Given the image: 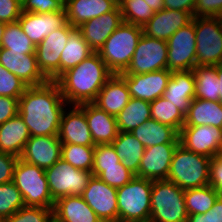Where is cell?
Listing matches in <instances>:
<instances>
[{"instance_id": "74e56055", "label": "cell", "mask_w": 222, "mask_h": 222, "mask_svg": "<svg viewBox=\"0 0 222 222\" xmlns=\"http://www.w3.org/2000/svg\"><path fill=\"white\" fill-rule=\"evenodd\" d=\"M94 147L62 144L61 158L77 169L91 172L94 160Z\"/></svg>"}, {"instance_id": "30bf717a", "label": "cell", "mask_w": 222, "mask_h": 222, "mask_svg": "<svg viewBox=\"0 0 222 222\" xmlns=\"http://www.w3.org/2000/svg\"><path fill=\"white\" fill-rule=\"evenodd\" d=\"M167 55V41L142 34L130 65L121 74H143L167 69Z\"/></svg>"}, {"instance_id": "cb8c5ba5", "label": "cell", "mask_w": 222, "mask_h": 222, "mask_svg": "<svg viewBox=\"0 0 222 222\" xmlns=\"http://www.w3.org/2000/svg\"><path fill=\"white\" fill-rule=\"evenodd\" d=\"M130 99L125 80L119 74H113L98 92L93 103L106 113L117 117Z\"/></svg>"}, {"instance_id": "7dc6e473", "label": "cell", "mask_w": 222, "mask_h": 222, "mask_svg": "<svg viewBox=\"0 0 222 222\" xmlns=\"http://www.w3.org/2000/svg\"><path fill=\"white\" fill-rule=\"evenodd\" d=\"M194 17L222 18V0H197Z\"/></svg>"}, {"instance_id": "f35d334b", "label": "cell", "mask_w": 222, "mask_h": 222, "mask_svg": "<svg viewBox=\"0 0 222 222\" xmlns=\"http://www.w3.org/2000/svg\"><path fill=\"white\" fill-rule=\"evenodd\" d=\"M123 22L143 27L155 14L144 0H118Z\"/></svg>"}, {"instance_id": "ac0fdd59", "label": "cell", "mask_w": 222, "mask_h": 222, "mask_svg": "<svg viewBox=\"0 0 222 222\" xmlns=\"http://www.w3.org/2000/svg\"><path fill=\"white\" fill-rule=\"evenodd\" d=\"M62 143L58 135L31 136L21 156V160L47 169L61 158Z\"/></svg>"}, {"instance_id": "db71d44e", "label": "cell", "mask_w": 222, "mask_h": 222, "mask_svg": "<svg viewBox=\"0 0 222 222\" xmlns=\"http://www.w3.org/2000/svg\"><path fill=\"white\" fill-rule=\"evenodd\" d=\"M210 211H213L215 222H222V195H219Z\"/></svg>"}, {"instance_id": "8992f818", "label": "cell", "mask_w": 222, "mask_h": 222, "mask_svg": "<svg viewBox=\"0 0 222 222\" xmlns=\"http://www.w3.org/2000/svg\"><path fill=\"white\" fill-rule=\"evenodd\" d=\"M152 180L135 176L117 188L118 222H149Z\"/></svg>"}, {"instance_id": "484cf974", "label": "cell", "mask_w": 222, "mask_h": 222, "mask_svg": "<svg viewBox=\"0 0 222 222\" xmlns=\"http://www.w3.org/2000/svg\"><path fill=\"white\" fill-rule=\"evenodd\" d=\"M195 75L192 70L174 71L162 97L173 103L185 115L195 98Z\"/></svg>"}, {"instance_id": "ee69618b", "label": "cell", "mask_w": 222, "mask_h": 222, "mask_svg": "<svg viewBox=\"0 0 222 222\" xmlns=\"http://www.w3.org/2000/svg\"><path fill=\"white\" fill-rule=\"evenodd\" d=\"M97 177L109 186L119 188L129 183L135 175L120 161V166L103 167V171Z\"/></svg>"}, {"instance_id": "8fae6325", "label": "cell", "mask_w": 222, "mask_h": 222, "mask_svg": "<svg viewBox=\"0 0 222 222\" xmlns=\"http://www.w3.org/2000/svg\"><path fill=\"white\" fill-rule=\"evenodd\" d=\"M69 23L51 32L36 46L35 55L40 71L48 80L56 81L60 77V57L74 29Z\"/></svg>"}, {"instance_id": "4316f807", "label": "cell", "mask_w": 222, "mask_h": 222, "mask_svg": "<svg viewBox=\"0 0 222 222\" xmlns=\"http://www.w3.org/2000/svg\"><path fill=\"white\" fill-rule=\"evenodd\" d=\"M56 222H102L81 196H65L54 202Z\"/></svg>"}, {"instance_id": "7c38bea8", "label": "cell", "mask_w": 222, "mask_h": 222, "mask_svg": "<svg viewBox=\"0 0 222 222\" xmlns=\"http://www.w3.org/2000/svg\"><path fill=\"white\" fill-rule=\"evenodd\" d=\"M196 33L193 22L178 29L168 40L167 70L187 71L196 66Z\"/></svg>"}, {"instance_id": "f6af8a7d", "label": "cell", "mask_w": 222, "mask_h": 222, "mask_svg": "<svg viewBox=\"0 0 222 222\" xmlns=\"http://www.w3.org/2000/svg\"><path fill=\"white\" fill-rule=\"evenodd\" d=\"M64 0H22V11L33 13H50L62 11Z\"/></svg>"}, {"instance_id": "5bb4252c", "label": "cell", "mask_w": 222, "mask_h": 222, "mask_svg": "<svg viewBox=\"0 0 222 222\" xmlns=\"http://www.w3.org/2000/svg\"><path fill=\"white\" fill-rule=\"evenodd\" d=\"M81 197L102 222H118L117 188L92 176Z\"/></svg>"}, {"instance_id": "11a10c76", "label": "cell", "mask_w": 222, "mask_h": 222, "mask_svg": "<svg viewBox=\"0 0 222 222\" xmlns=\"http://www.w3.org/2000/svg\"><path fill=\"white\" fill-rule=\"evenodd\" d=\"M154 12L164 9V0H144Z\"/></svg>"}, {"instance_id": "d6a6232c", "label": "cell", "mask_w": 222, "mask_h": 222, "mask_svg": "<svg viewBox=\"0 0 222 222\" xmlns=\"http://www.w3.org/2000/svg\"><path fill=\"white\" fill-rule=\"evenodd\" d=\"M116 119L119 132H131L151 119L150 102L131 97Z\"/></svg>"}, {"instance_id": "9a60e30c", "label": "cell", "mask_w": 222, "mask_h": 222, "mask_svg": "<svg viewBox=\"0 0 222 222\" xmlns=\"http://www.w3.org/2000/svg\"><path fill=\"white\" fill-rule=\"evenodd\" d=\"M126 82L131 97L152 102L166 90L172 72L167 69L143 74H119Z\"/></svg>"}, {"instance_id": "ffe728a7", "label": "cell", "mask_w": 222, "mask_h": 222, "mask_svg": "<svg viewBox=\"0 0 222 222\" xmlns=\"http://www.w3.org/2000/svg\"><path fill=\"white\" fill-rule=\"evenodd\" d=\"M179 144H161L145 148L138 169V177L167 180L172 157Z\"/></svg>"}, {"instance_id": "9f6ffc18", "label": "cell", "mask_w": 222, "mask_h": 222, "mask_svg": "<svg viewBox=\"0 0 222 222\" xmlns=\"http://www.w3.org/2000/svg\"><path fill=\"white\" fill-rule=\"evenodd\" d=\"M216 73L220 81H218L219 102L222 104V63L216 65Z\"/></svg>"}, {"instance_id": "836d02e7", "label": "cell", "mask_w": 222, "mask_h": 222, "mask_svg": "<svg viewBox=\"0 0 222 222\" xmlns=\"http://www.w3.org/2000/svg\"><path fill=\"white\" fill-rule=\"evenodd\" d=\"M195 75V98L219 101L216 66H195L192 69Z\"/></svg>"}, {"instance_id": "4fadbf2b", "label": "cell", "mask_w": 222, "mask_h": 222, "mask_svg": "<svg viewBox=\"0 0 222 222\" xmlns=\"http://www.w3.org/2000/svg\"><path fill=\"white\" fill-rule=\"evenodd\" d=\"M180 145L194 153L213 158L222 154V129L210 125L183 126Z\"/></svg>"}, {"instance_id": "d590c367", "label": "cell", "mask_w": 222, "mask_h": 222, "mask_svg": "<svg viewBox=\"0 0 222 222\" xmlns=\"http://www.w3.org/2000/svg\"><path fill=\"white\" fill-rule=\"evenodd\" d=\"M151 119L169 125L180 132L185 123V114L162 96L150 102Z\"/></svg>"}, {"instance_id": "f5cc1de1", "label": "cell", "mask_w": 222, "mask_h": 222, "mask_svg": "<svg viewBox=\"0 0 222 222\" xmlns=\"http://www.w3.org/2000/svg\"><path fill=\"white\" fill-rule=\"evenodd\" d=\"M186 222H215L213 219V211H207L204 214L189 215Z\"/></svg>"}, {"instance_id": "6da1fadb", "label": "cell", "mask_w": 222, "mask_h": 222, "mask_svg": "<svg viewBox=\"0 0 222 222\" xmlns=\"http://www.w3.org/2000/svg\"><path fill=\"white\" fill-rule=\"evenodd\" d=\"M67 106L57 82L48 80L41 85L28 86L19 98L18 114L31 136L58 135L61 117Z\"/></svg>"}, {"instance_id": "44dd1931", "label": "cell", "mask_w": 222, "mask_h": 222, "mask_svg": "<svg viewBox=\"0 0 222 222\" xmlns=\"http://www.w3.org/2000/svg\"><path fill=\"white\" fill-rule=\"evenodd\" d=\"M123 23L119 5L111 12L92 18L77 27L88 45L98 52L110 35Z\"/></svg>"}, {"instance_id": "d4e9b609", "label": "cell", "mask_w": 222, "mask_h": 222, "mask_svg": "<svg viewBox=\"0 0 222 222\" xmlns=\"http://www.w3.org/2000/svg\"><path fill=\"white\" fill-rule=\"evenodd\" d=\"M118 5V0H64L67 21L76 28L92 18L113 11Z\"/></svg>"}, {"instance_id": "5b68a950", "label": "cell", "mask_w": 222, "mask_h": 222, "mask_svg": "<svg viewBox=\"0 0 222 222\" xmlns=\"http://www.w3.org/2000/svg\"><path fill=\"white\" fill-rule=\"evenodd\" d=\"M184 192L168 180H152L149 222H186L188 212Z\"/></svg>"}, {"instance_id": "6f0895ef", "label": "cell", "mask_w": 222, "mask_h": 222, "mask_svg": "<svg viewBox=\"0 0 222 222\" xmlns=\"http://www.w3.org/2000/svg\"><path fill=\"white\" fill-rule=\"evenodd\" d=\"M5 26H6V23L0 21V45H1L3 34H4Z\"/></svg>"}, {"instance_id": "277c9868", "label": "cell", "mask_w": 222, "mask_h": 222, "mask_svg": "<svg viewBox=\"0 0 222 222\" xmlns=\"http://www.w3.org/2000/svg\"><path fill=\"white\" fill-rule=\"evenodd\" d=\"M210 160V157L189 151L179 144L167 180L183 190L206 186L209 184Z\"/></svg>"}, {"instance_id": "9c48e42d", "label": "cell", "mask_w": 222, "mask_h": 222, "mask_svg": "<svg viewBox=\"0 0 222 222\" xmlns=\"http://www.w3.org/2000/svg\"><path fill=\"white\" fill-rule=\"evenodd\" d=\"M48 188L54 201L61 197L81 196L93 176L92 172L77 169L60 158L45 169Z\"/></svg>"}, {"instance_id": "7bdbcfd3", "label": "cell", "mask_w": 222, "mask_h": 222, "mask_svg": "<svg viewBox=\"0 0 222 222\" xmlns=\"http://www.w3.org/2000/svg\"><path fill=\"white\" fill-rule=\"evenodd\" d=\"M28 85L0 64V96L20 98Z\"/></svg>"}, {"instance_id": "e0dca14e", "label": "cell", "mask_w": 222, "mask_h": 222, "mask_svg": "<svg viewBox=\"0 0 222 222\" xmlns=\"http://www.w3.org/2000/svg\"><path fill=\"white\" fill-rule=\"evenodd\" d=\"M22 31L37 46L54 30L64 27L68 21L65 9L50 13H33L23 11L17 20Z\"/></svg>"}, {"instance_id": "603a6c76", "label": "cell", "mask_w": 222, "mask_h": 222, "mask_svg": "<svg viewBox=\"0 0 222 222\" xmlns=\"http://www.w3.org/2000/svg\"><path fill=\"white\" fill-rule=\"evenodd\" d=\"M78 106L85 112L95 145L111 144L119 133L116 117L106 113L93 102Z\"/></svg>"}, {"instance_id": "60d3db41", "label": "cell", "mask_w": 222, "mask_h": 222, "mask_svg": "<svg viewBox=\"0 0 222 222\" xmlns=\"http://www.w3.org/2000/svg\"><path fill=\"white\" fill-rule=\"evenodd\" d=\"M53 209L39 206H23L3 222H52Z\"/></svg>"}, {"instance_id": "d6986e66", "label": "cell", "mask_w": 222, "mask_h": 222, "mask_svg": "<svg viewBox=\"0 0 222 222\" xmlns=\"http://www.w3.org/2000/svg\"><path fill=\"white\" fill-rule=\"evenodd\" d=\"M58 136L62 144L95 146L85 112L78 105L64 110Z\"/></svg>"}, {"instance_id": "8d00e7d4", "label": "cell", "mask_w": 222, "mask_h": 222, "mask_svg": "<svg viewBox=\"0 0 222 222\" xmlns=\"http://www.w3.org/2000/svg\"><path fill=\"white\" fill-rule=\"evenodd\" d=\"M0 48L10 51L24 52L25 54L35 53L36 46L30 38L22 31L18 21L6 23Z\"/></svg>"}, {"instance_id": "f1b7e54d", "label": "cell", "mask_w": 222, "mask_h": 222, "mask_svg": "<svg viewBox=\"0 0 222 222\" xmlns=\"http://www.w3.org/2000/svg\"><path fill=\"white\" fill-rule=\"evenodd\" d=\"M145 148L161 144H180L179 132L166 124L149 119L130 132Z\"/></svg>"}, {"instance_id": "681fc988", "label": "cell", "mask_w": 222, "mask_h": 222, "mask_svg": "<svg viewBox=\"0 0 222 222\" xmlns=\"http://www.w3.org/2000/svg\"><path fill=\"white\" fill-rule=\"evenodd\" d=\"M19 111V98L0 96V125L13 118Z\"/></svg>"}, {"instance_id": "ba28073f", "label": "cell", "mask_w": 222, "mask_h": 222, "mask_svg": "<svg viewBox=\"0 0 222 222\" xmlns=\"http://www.w3.org/2000/svg\"><path fill=\"white\" fill-rule=\"evenodd\" d=\"M196 66H216L222 61V18L193 17Z\"/></svg>"}, {"instance_id": "f907efd6", "label": "cell", "mask_w": 222, "mask_h": 222, "mask_svg": "<svg viewBox=\"0 0 222 222\" xmlns=\"http://www.w3.org/2000/svg\"><path fill=\"white\" fill-rule=\"evenodd\" d=\"M209 185L222 195V154L210 160Z\"/></svg>"}, {"instance_id": "1f68e13d", "label": "cell", "mask_w": 222, "mask_h": 222, "mask_svg": "<svg viewBox=\"0 0 222 222\" xmlns=\"http://www.w3.org/2000/svg\"><path fill=\"white\" fill-rule=\"evenodd\" d=\"M94 53V50L84 40L80 30L74 28L69 33L66 47L60 57V76L71 68L80 64L84 59Z\"/></svg>"}, {"instance_id": "3957f363", "label": "cell", "mask_w": 222, "mask_h": 222, "mask_svg": "<svg viewBox=\"0 0 222 222\" xmlns=\"http://www.w3.org/2000/svg\"><path fill=\"white\" fill-rule=\"evenodd\" d=\"M142 34L141 26L123 22L99 49L101 59L112 74L126 71Z\"/></svg>"}, {"instance_id": "c3c4849f", "label": "cell", "mask_w": 222, "mask_h": 222, "mask_svg": "<svg viewBox=\"0 0 222 222\" xmlns=\"http://www.w3.org/2000/svg\"><path fill=\"white\" fill-rule=\"evenodd\" d=\"M17 156L0 152V184L12 182Z\"/></svg>"}, {"instance_id": "4dcf8cb0", "label": "cell", "mask_w": 222, "mask_h": 222, "mask_svg": "<svg viewBox=\"0 0 222 222\" xmlns=\"http://www.w3.org/2000/svg\"><path fill=\"white\" fill-rule=\"evenodd\" d=\"M111 144L123 166L138 177L141 158L145 152L143 144L130 132H119Z\"/></svg>"}, {"instance_id": "f546056e", "label": "cell", "mask_w": 222, "mask_h": 222, "mask_svg": "<svg viewBox=\"0 0 222 222\" xmlns=\"http://www.w3.org/2000/svg\"><path fill=\"white\" fill-rule=\"evenodd\" d=\"M210 125L222 129V104L219 101L194 98L185 115L183 126Z\"/></svg>"}, {"instance_id": "83f0119b", "label": "cell", "mask_w": 222, "mask_h": 222, "mask_svg": "<svg viewBox=\"0 0 222 222\" xmlns=\"http://www.w3.org/2000/svg\"><path fill=\"white\" fill-rule=\"evenodd\" d=\"M30 137L23 118L17 114L0 125V152L9 153L19 158Z\"/></svg>"}, {"instance_id": "b9f144b4", "label": "cell", "mask_w": 222, "mask_h": 222, "mask_svg": "<svg viewBox=\"0 0 222 222\" xmlns=\"http://www.w3.org/2000/svg\"><path fill=\"white\" fill-rule=\"evenodd\" d=\"M111 166H120V159L112 144L95 145L93 167L91 170L93 176L97 177L103 171V167Z\"/></svg>"}, {"instance_id": "2e32d148", "label": "cell", "mask_w": 222, "mask_h": 222, "mask_svg": "<svg viewBox=\"0 0 222 222\" xmlns=\"http://www.w3.org/2000/svg\"><path fill=\"white\" fill-rule=\"evenodd\" d=\"M0 64L28 86H37L48 81L38 67L35 53L25 54L0 48Z\"/></svg>"}, {"instance_id": "ab89813d", "label": "cell", "mask_w": 222, "mask_h": 222, "mask_svg": "<svg viewBox=\"0 0 222 222\" xmlns=\"http://www.w3.org/2000/svg\"><path fill=\"white\" fill-rule=\"evenodd\" d=\"M25 206L21 192L13 182L0 184V222Z\"/></svg>"}, {"instance_id": "7a4b0ae2", "label": "cell", "mask_w": 222, "mask_h": 222, "mask_svg": "<svg viewBox=\"0 0 222 222\" xmlns=\"http://www.w3.org/2000/svg\"><path fill=\"white\" fill-rule=\"evenodd\" d=\"M113 74L98 52H94L74 68L64 72L57 80L61 94L69 107L92 103L98 92Z\"/></svg>"}, {"instance_id": "52a82bcc", "label": "cell", "mask_w": 222, "mask_h": 222, "mask_svg": "<svg viewBox=\"0 0 222 222\" xmlns=\"http://www.w3.org/2000/svg\"><path fill=\"white\" fill-rule=\"evenodd\" d=\"M12 182L21 192L25 206L54 207V200L48 188L45 169L18 158Z\"/></svg>"}, {"instance_id": "816d5d0a", "label": "cell", "mask_w": 222, "mask_h": 222, "mask_svg": "<svg viewBox=\"0 0 222 222\" xmlns=\"http://www.w3.org/2000/svg\"><path fill=\"white\" fill-rule=\"evenodd\" d=\"M197 0H164V9L190 12L194 17V8Z\"/></svg>"}, {"instance_id": "7402d4cb", "label": "cell", "mask_w": 222, "mask_h": 222, "mask_svg": "<svg viewBox=\"0 0 222 222\" xmlns=\"http://www.w3.org/2000/svg\"><path fill=\"white\" fill-rule=\"evenodd\" d=\"M193 15L187 11L162 9L142 27L143 34L167 41L178 29L192 22Z\"/></svg>"}, {"instance_id": "bcb514c9", "label": "cell", "mask_w": 222, "mask_h": 222, "mask_svg": "<svg viewBox=\"0 0 222 222\" xmlns=\"http://www.w3.org/2000/svg\"><path fill=\"white\" fill-rule=\"evenodd\" d=\"M22 0H0V21L16 22L22 14Z\"/></svg>"}, {"instance_id": "e575fe53", "label": "cell", "mask_w": 222, "mask_h": 222, "mask_svg": "<svg viewBox=\"0 0 222 222\" xmlns=\"http://www.w3.org/2000/svg\"><path fill=\"white\" fill-rule=\"evenodd\" d=\"M219 195V192L209 184L185 190L184 199L188 215L206 213L213 207Z\"/></svg>"}]
</instances>
